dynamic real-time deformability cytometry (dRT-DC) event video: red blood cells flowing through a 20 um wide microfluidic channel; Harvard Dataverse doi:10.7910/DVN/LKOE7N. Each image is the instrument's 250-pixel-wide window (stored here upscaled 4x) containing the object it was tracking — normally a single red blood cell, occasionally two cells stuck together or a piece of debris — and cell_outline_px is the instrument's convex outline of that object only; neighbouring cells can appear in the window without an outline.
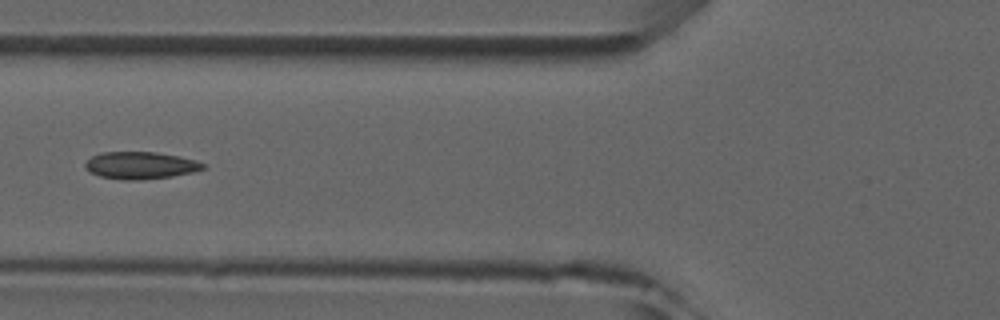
{"species": "common noctule bat (a hibernating species)", "species_latin": "Nyctalus noctula", "temperature_condition": "room temperature", "stored_images_in_passage": 4, "camera_frame_rate_fps": 3000, "um_per_image_px": 0.085, "animal": {"sex": "male", "forearm_length_mm": 52.5}, "frame": {"image": 1, "passage_image": 4, "time_ms": 4.333, "image_size_px": [1000, 320], "cell_outline_px": [[204, 168], [192, 172], [172, 176], [136, 180], [128, 180], [100, 176], [88, 172], [84, 168], [84, 164], [92, 156], [104, 152], [156, 152], [196, 160], [204, 164]], "centroid_in_image_um": [11.89, 14.05], "position_along_channel_um": 113.9, "area_um2": 18.44}}